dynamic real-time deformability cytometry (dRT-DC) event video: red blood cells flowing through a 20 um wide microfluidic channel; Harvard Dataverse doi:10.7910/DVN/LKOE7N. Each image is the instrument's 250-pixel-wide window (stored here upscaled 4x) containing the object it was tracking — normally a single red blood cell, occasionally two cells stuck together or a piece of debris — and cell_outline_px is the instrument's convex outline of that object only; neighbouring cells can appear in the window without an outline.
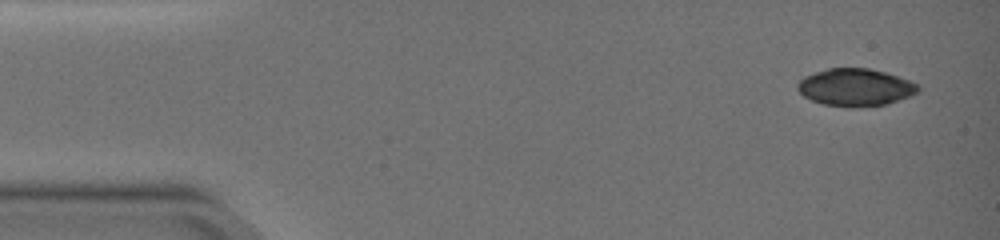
{"species": "common noctule bat (a hibernating species)", "species_latin": "Nyctalus noctula", "temperature_condition": "warm", "stored_images_in_passage": 8, "camera_frame_rate_fps": 3000, "um_per_image_px": 0.085, "animal": {"sex": "female", "body_mass_g": 19.0, "forearm_length_mm": 51.5}, "frame": {"image": 1, "passage_image": 1, "time_ms": 0.0, "image_size_px": [1000, 240], "cell_outline_px": [[920, 88], [916, 92], [908, 96], [888, 104], [856, 108], [824, 104], [812, 100], [804, 96], [796, 88], [796, 84], [804, 76], [828, 68], [868, 68], [884, 72], [908, 80], [916, 84]], "centroid_in_image_um": [72.67, 7.43], "position_along_channel_um": 12.3, "area_um2": 26.07}}
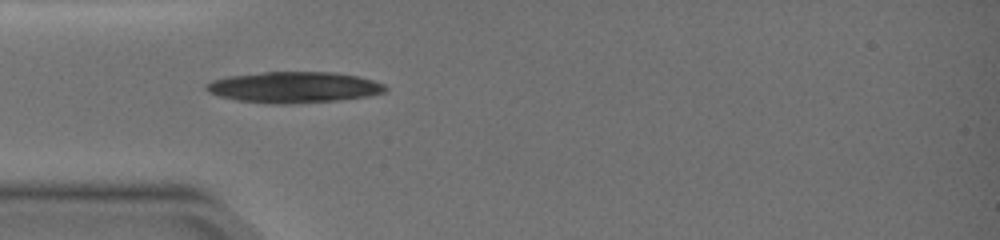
{"frame": {"image": 2, "passage_image": 7, "time_ms": 4.333, "image_size_px": [1000, 240], "cell_outline_px": [[388, 88], [384, 92], [368, 96], [336, 100], [292, 104], [268, 104], [236, 100], [220, 96], [208, 92], [204, 88], [204, 84], [212, 80], [228, 76], [264, 72], [332, 72], [356, 76], [372, 80], [384, 84]], "centroid_in_image_um": [24.93, 7.42], "position_along_channel_um": 60.1, "area_um2": 32.43}}